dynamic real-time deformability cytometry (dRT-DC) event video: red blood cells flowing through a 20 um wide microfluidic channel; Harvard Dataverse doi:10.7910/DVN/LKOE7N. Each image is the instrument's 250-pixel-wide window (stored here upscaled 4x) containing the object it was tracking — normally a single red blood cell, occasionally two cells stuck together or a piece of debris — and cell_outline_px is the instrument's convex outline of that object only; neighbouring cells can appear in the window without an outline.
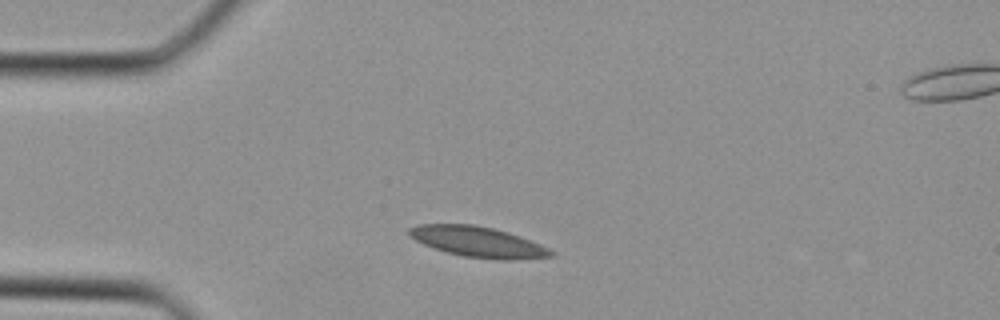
{"species": "Egyptian fruit bat (a non-hibernating species)", "species_latin": "Rousettus aegyptiacus", "temperature_condition": "cold", "stored_images_in_passage": 28, "camera_frame_rate_fps": 3000, "um_per_image_px": 0.085, "animal": {"sex": "female"}, "frame": {"image": 1, "passage_image": 1, "time_ms": 0.0, "image_size_px": [1000, 320], "cell_outline_px": [[556, 256], [512, 260], [496, 260], [464, 256], [448, 252], [424, 244], [416, 240], [408, 232], [408, 228], [416, 224], [476, 224], [508, 232], [540, 244], [556, 252]], "centroid_in_image_um": [40.67, 20.56], "position_along_channel_um": 44.3, "area_um2": 25.14}}
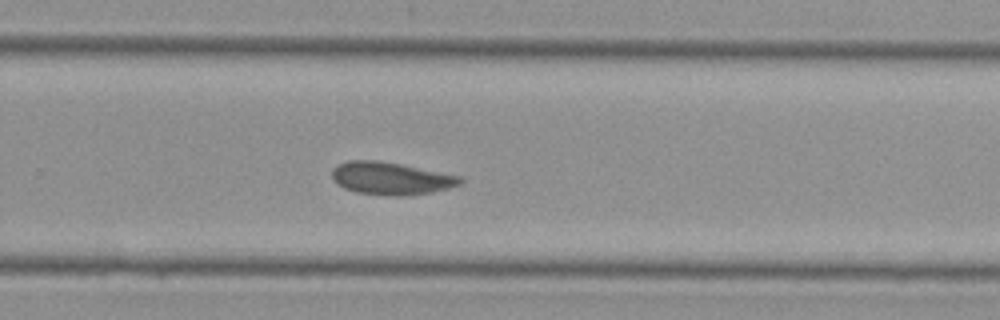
{"frame": {"image": 2, "passage_image": 16, "time_ms": 5.0, "image_size_px": [1000, 320], "cell_outline_px": [[464, 180], [460, 184], [448, 188], [432, 192], [400, 196], [396, 196], [356, 192], [344, 188], [336, 184], [332, 180], [332, 168], [336, 164], [348, 160], [380, 160], [460, 176]], "centroid_in_image_um": [33.17, 15.15], "position_along_channel_um": 296.6, "area_um2": 24.33}}
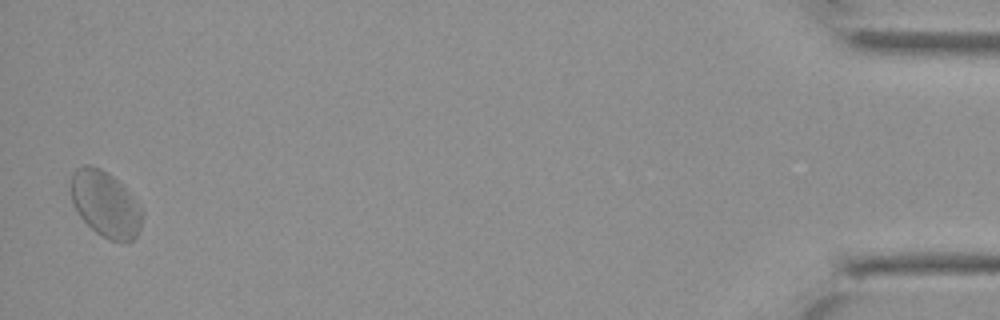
{"frame": {"image": 3, "passage_image": 28, "time_ms": 9.0, "image_size_px": [1000, 320], "cell_outline_px": [[144, 216], [140, 228], [136, 236], [132, 240], [124, 244], [108, 240], [96, 232], [80, 216], [72, 200], [72, 172], [76, 168], [84, 164], [88, 164], [100, 168], [108, 172], [128, 192], [144, 212]], "centroid_in_image_um": [8.98, 17.37], "position_along_channel_um": 426.2, "area_um2": 27.22}}